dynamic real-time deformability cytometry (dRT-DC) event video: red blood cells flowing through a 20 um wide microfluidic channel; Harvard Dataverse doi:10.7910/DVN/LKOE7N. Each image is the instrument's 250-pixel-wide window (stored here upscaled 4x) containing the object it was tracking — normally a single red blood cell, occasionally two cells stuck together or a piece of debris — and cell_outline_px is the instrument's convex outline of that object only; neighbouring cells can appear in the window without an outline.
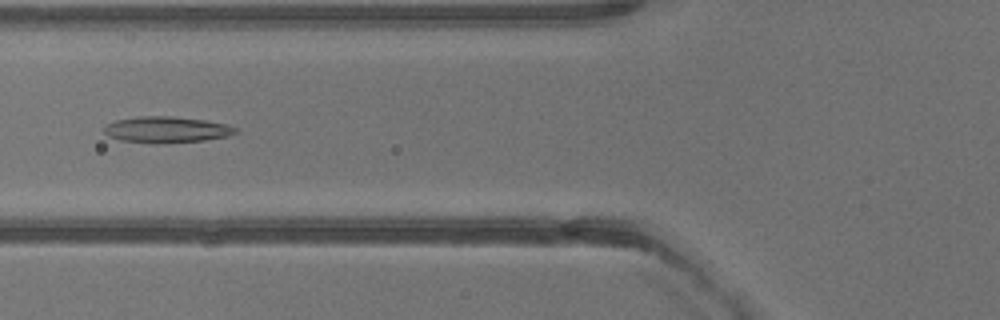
{"species": "common noctule bat (a hibernating species)", "species_latin": "Nyctalus noctula", "temperature_condition": "warm", "stored_images_in_passage": 39, "camera_frame_rate_fps": 3000, "um_per_image_px": 0.085, "animal": {"sex": "male", "body_mass_g": 13.3}, "frame": {"image": 1, "passage_image": 15, "time_ms": 4.667, "image_size_px": [1000, 320], "cell_outline_px": [[240, 132], [228, 136], [204, 140], [156, 144], [152, 144], [120, 140], [108, 136], [104, 132], [104, 124], [116, 120], [136, 116], [172, 116], [204, 120], [228, 124], [236, 128]], "centroid_in_image_um": [14.14, 11.02], "position_along_channel_um": 111.7, "area_um2": 20.35}}
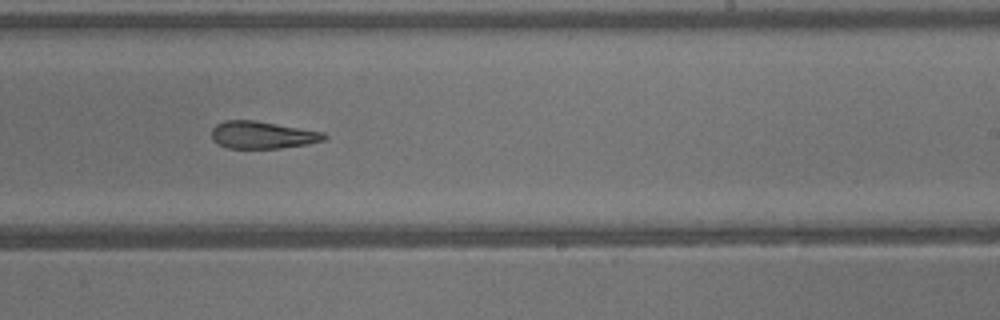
{"frame": {"image": 2, "passage_image": 24, "time_ms": 7.667, "image_size_px": [1000, 320], "cell_outline_px": [[328, 136], [324, 140], [308, 144], [280, 148], [228, 148], [212, 140], [212, 128], [216, 124], [224, 120], [256, 120], [324, 132]], "centroid_in_image_um": [22.31, 11.46], "position_along_channel_um": 266.7, "area_um2": 17.98}}
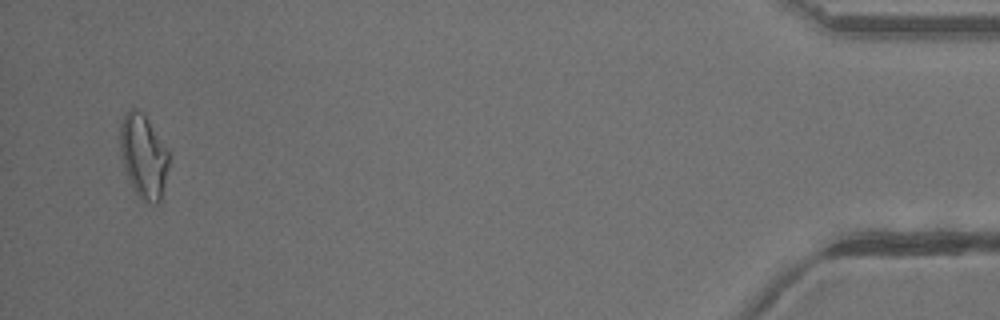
{"frame": {"image": 3, "passage_image": 38, "time_ms": 12.333, "image_size_px": [1000, 320], "cell_outline_px": [[168, 164], [160, 204], [148, 204], [136, 192], [128, 176], [120, 156], [120, 124], [124, 112], [132, 108], [136, 108], [148, 120], [168, 152]], "centroid_in_image_um": [12.17, 13.27], "position_along_channel_um": 423.0, "area_um2": 23.29}}